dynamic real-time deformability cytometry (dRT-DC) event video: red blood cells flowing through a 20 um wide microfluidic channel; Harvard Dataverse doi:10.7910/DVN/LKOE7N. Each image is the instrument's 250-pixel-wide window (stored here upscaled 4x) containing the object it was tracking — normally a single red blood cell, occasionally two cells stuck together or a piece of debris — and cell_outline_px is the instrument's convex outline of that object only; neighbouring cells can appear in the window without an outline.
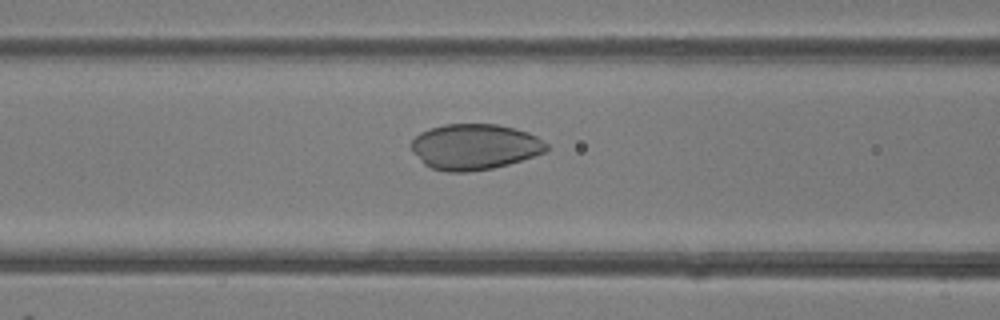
{"species": "common noctule bat (a hibernating species)", "species_latin": "Nyctalus noctula", "temperature_condition": "room temperature", "stored_images_in_passage": 49, "camera_frame_rate_fps": 3000, "um_per_image_px": 0.085, "animal": {"sex": "female"}, "frame": {"image": 1, "passage_image": 20, "time_ms": 6.333, "image_size_px": [1000, 320], "cell_outline_px": [[548, 148], [544, 152], [508, 164], [492, 168], [468, 172], [448, 172], [432, 168], [424, 164], [412, 152], [408, 144], [420, 132], [428, 128], [444, 124], [496, 124], [528, 132], [536, 136], [548, 144]], "centroid_in_image_um": [40.28, 12.47], "position_along_channel_um": 126.3, "area_um2": 36.07}}
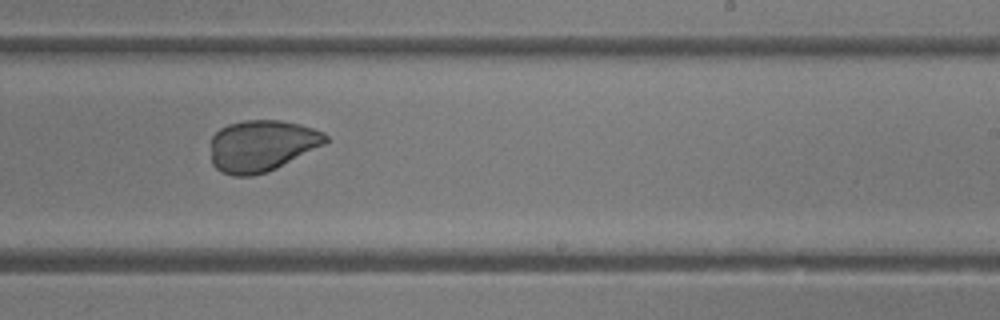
{"frame": {"image": 2, "passage_image": 30, "time_ms": 9.667, "image_size_px": [1000, 320], "cell_outline_px": [[328, 140], [324, 144], [268, 172], [252, 176], [232, 176], [216, 168], [212, 164], [212, 136], [220, 128], [228, 124], [244, 120], [280, 120], [300, 124], [324, 132], [328, 136]], "centroid_in_image_um": [22.24, 12.38], "position_along_channel_um": 266.8, "area_um2": 34.33}}
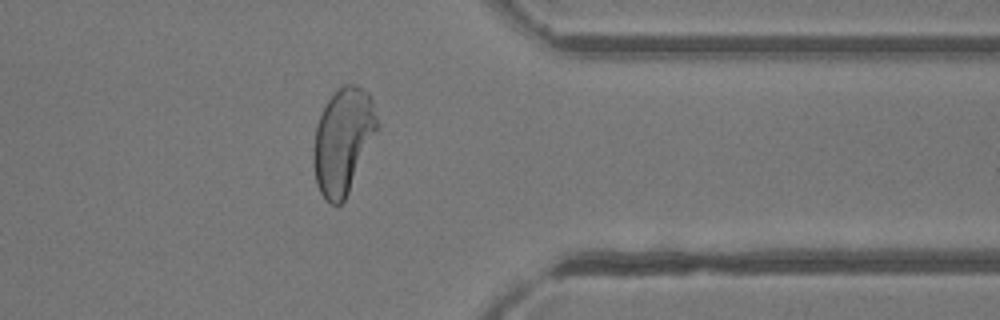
{"frame": {"image": 3, "passage_image": 39, "time_ms": 12.667, "image_size_px": [1000, 320], "cell_outline_px": [[380, 124], [348, 192], [344, 200], [340, 204], [332, 204], [320, 192], [316, 184], [312, 164], [312, 152], [316, 124], [328, 100], [344, 84], [356, 84], [364, 88], [368, 92], [372, 100]], "centroid_in_image_um": [29.14, 11.94], "position_along_channel_um": 382.3, "area_um2": 39.02}}